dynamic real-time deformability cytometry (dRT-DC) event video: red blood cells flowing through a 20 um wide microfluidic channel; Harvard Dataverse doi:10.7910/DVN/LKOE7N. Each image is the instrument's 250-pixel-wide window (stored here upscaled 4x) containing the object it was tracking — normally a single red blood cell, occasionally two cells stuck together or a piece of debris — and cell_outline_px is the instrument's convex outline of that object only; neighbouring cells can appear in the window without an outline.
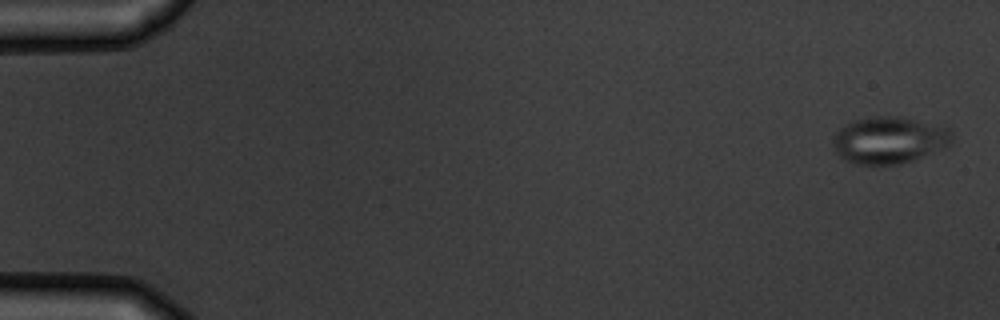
{"species": "common noctule bat (a hibernating species)", "species_latin": "Nyctalus noctula", "temperature_condition": "warm", "stored_images_in_passage": 8, "camera_frame_rate_fps": 3000, "um_per_image_px": 0.085, "animal": {"sex": "male", "body_mass_g": 19.5, "forearm_length_mm": 54.6}, "frame": {"image": 1, "passage_image": 1, "time_ms": 0.0, "image_size_px": [1000, 320], "cell_outline_px": [[952, 136], [948, 144], [944, 148], [912, 160], [900, 164], [856, 164], [844, 160], [836, 152], [832, 144], [832, 136], [836, 128], [852, 120], [872, 116], [896, 116], [948, 128], [952, 132]], "centroid_in_image_um": [75.48, 11.9], "position_along_channel_um": 9.5, "area_um2": 32.48}}
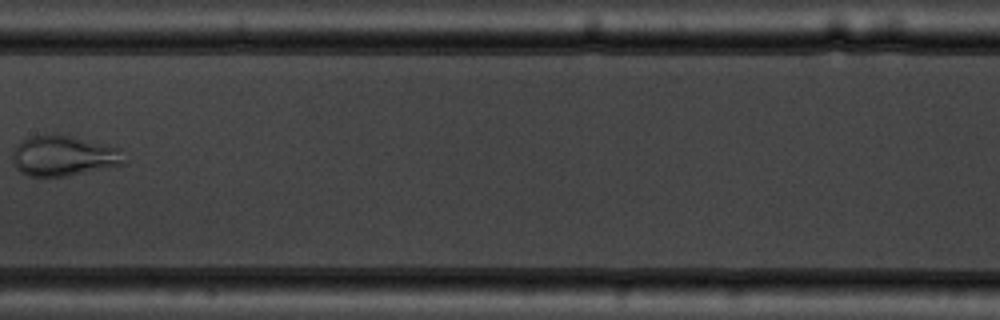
{"frame": {"image": 2, "passage_image": 8, "time_ms": 9.0, "image_size_px": [1000, 320], "cell_outline_px": [[128, 164], [68, 176], [28, 176], [20, 172], [12, 164], [12, 152], [20, 140], [32, 136], [52, 132], [56, 132], [120, 148]], "centroid_in_image_um": [5.4, 13.23], "position_along_channel_um": 202.0, "area_um2": 26.99}}